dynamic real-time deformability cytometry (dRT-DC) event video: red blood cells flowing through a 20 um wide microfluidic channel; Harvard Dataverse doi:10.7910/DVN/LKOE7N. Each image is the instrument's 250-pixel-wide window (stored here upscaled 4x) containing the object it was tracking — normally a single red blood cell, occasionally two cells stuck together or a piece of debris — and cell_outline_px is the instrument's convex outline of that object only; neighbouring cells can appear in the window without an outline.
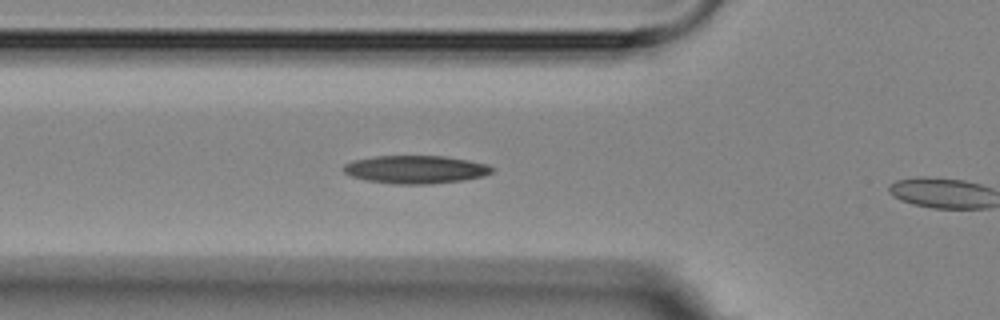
{"species": "Egyptian fruit bat (a non-hibernating species)", "species_latin": "Rousettus aegyptiacus", "temperature_condition": "room temperature", "stored_images_in_passage": 5, "segment_of_instrument_passage": [1, 2], "camera_frame_rate_fps": 3000, "um_per_image_px": 0.085, "animal": {"sex": "female"}, "frame": {"image": 1, "passage_image": 4, "time_ms": 4.333, "image_size_px": [1000, 320], "cell_outline_px": [[496, 168], [492, 172], [484, 176], [464, 180], [432, 184], [392, 184], [368, 180], [352, 176], [344, 172], [344, 164], [356, 160], [376, 156], [444, 156], [468, 160], [488, 164]], "centroid_in_image_um": [35.39, 14.41], "position_along_channel_um": 90.4, "area_um2": 24.22}}